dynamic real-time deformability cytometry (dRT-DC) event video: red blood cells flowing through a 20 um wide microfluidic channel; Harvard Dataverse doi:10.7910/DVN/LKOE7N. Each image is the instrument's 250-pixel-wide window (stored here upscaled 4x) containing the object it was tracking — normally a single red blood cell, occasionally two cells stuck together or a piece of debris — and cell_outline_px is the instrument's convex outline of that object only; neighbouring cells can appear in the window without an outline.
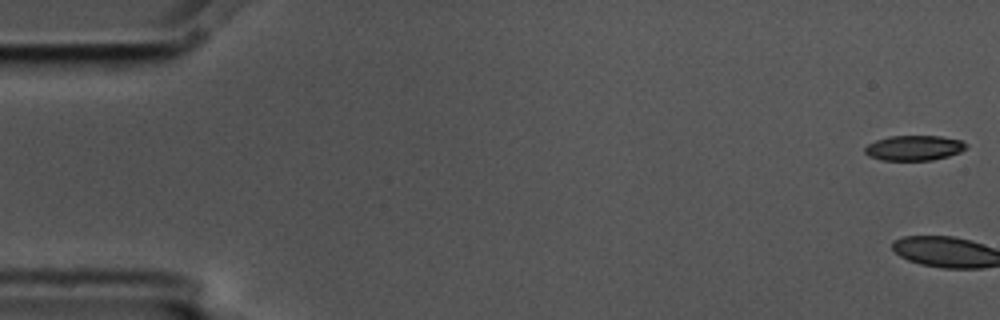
{"species": "common noctule bat (a hibernating species)", "species_latin": "Nyctalus noctula", "temperature_condition": "cold", "stored_images_in_passage": 5, "camera_frame_rate_fps": 3000, "um_per_image_px": 0.085, "animal": {"sex": "male", "body_mass_g": 17.5, "forearm_length_mm": 52.3}, "frame": {"image": 1, "passage_image": 1, "time_ms": 0.0, "image_size_px": [1000, 320], "cell_outline_px": [[968, 148], [960, 152], [948, 156], [932, 160], [880, 160], [868, 156], [864, 152], [864, 148], [868, 144], [876, 140], [888, 136], [940, 136], [960, 140], [968, 144]], "centroid_in_image_um": [77.69, 12.57], "position_along_channel_um": 7.3, "area_um2": 14.91}}